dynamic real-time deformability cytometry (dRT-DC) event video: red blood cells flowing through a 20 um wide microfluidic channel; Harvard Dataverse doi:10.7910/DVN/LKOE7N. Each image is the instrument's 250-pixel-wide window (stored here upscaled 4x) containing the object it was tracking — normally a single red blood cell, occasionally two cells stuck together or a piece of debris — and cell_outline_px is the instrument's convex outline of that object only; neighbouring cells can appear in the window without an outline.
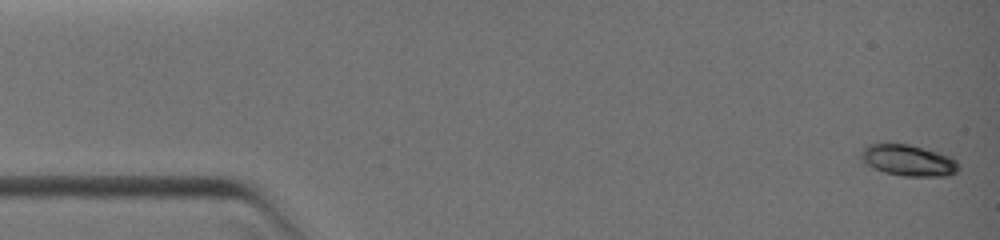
{"species": "common noctule bat (a hibernating species)", "species_latin": "Nyctalus noctula", "temperature_condition": "warm", "stored_images_in_passage": 22, "camera_frame_rate_fps": 3000, "um_per_image_px": 0.085, "animal": {"sex": "female", "body_mass_g": 19.0, "forearm_length_mm": 51.5}, "frame": {"image": 1, "passage_image": 1, "time_ms": 0.0, "image_size_px": [1000, 240], "cell_outline_px": [[960, 168], [956, 172], [948, 176], [904, 176], [884, 172], [864, 164], [860, 160], [860, 156], [864, 148], [872, 144], [908, 144], [936, 152], [948, 156], [956, 160]], "centroid_in_image_um": [77.19, 13.65], "position_along_channel_um": 7.8, "area_um2": 17.57}}
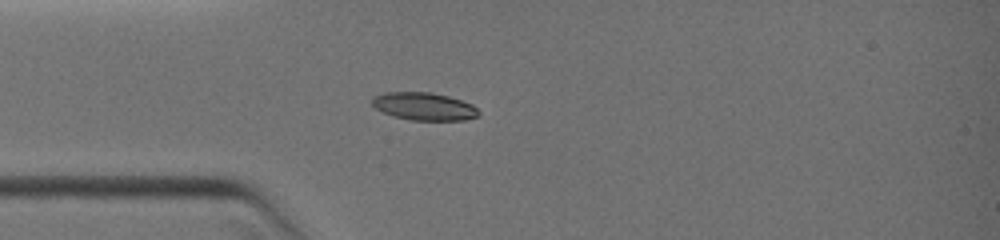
{"frame": {"image": 2, "passage_image": 15, "time_ms": 3.333, "image_size_px": [1000, 240], "cell_outline_px": [[480, 112], [476, 116], [464, 120], [412, 120], [392, 116], [376, 108], [372, 104], [372, 100], [376, 96], [388, 92], [432, 92], [448, 96], [472, 104]], "centroid_in_image_um": [36.05, 9.04], "position_along_channel_um": 48.9, "area_um2": 16.99}}
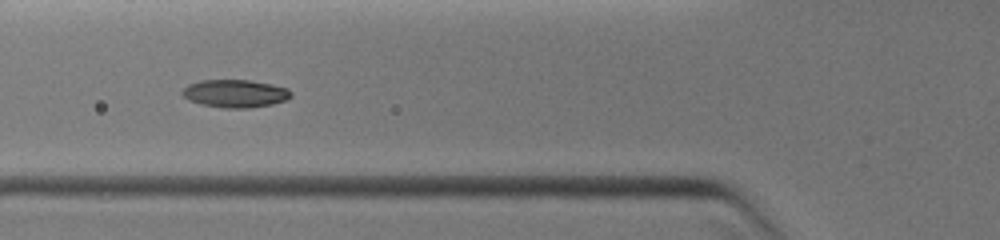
{"frame": {"image": 3, "passage_image": 21, "time_ms": 4.667, "image_size_px": [1000, 240], "cell_outline_px": [[292, 96], [284, 100], [272, 104], [244, 108], [224, 108], [200, 104], [188, 100], [180, 92], [188, 84], [200, 80], [248, 80], [288, 88], [292, 92]], "centroid_in_image_um": [19.95, 7.95], "position_along_channel_um": 105.9, "area_um2": 17.51}}